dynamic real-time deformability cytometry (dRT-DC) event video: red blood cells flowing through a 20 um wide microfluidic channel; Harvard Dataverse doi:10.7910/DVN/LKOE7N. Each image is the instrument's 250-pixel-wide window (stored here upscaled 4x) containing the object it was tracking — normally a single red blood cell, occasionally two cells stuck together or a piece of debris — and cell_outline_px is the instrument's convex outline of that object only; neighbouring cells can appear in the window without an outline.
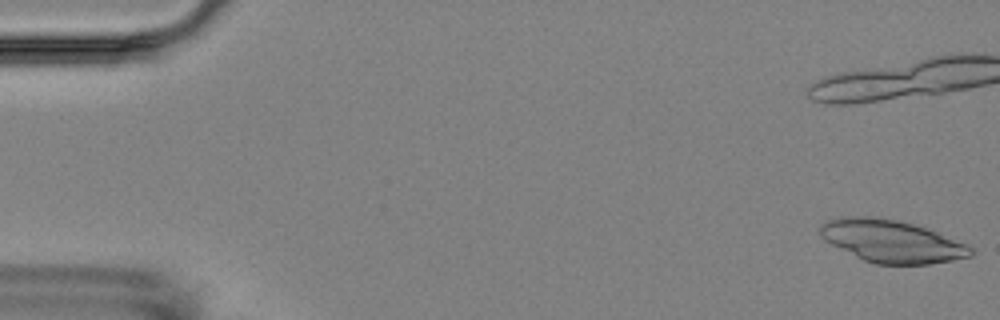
{"species": "Egyptian fruit bat (a non-hibernating species)", "species_latin": "Rousettus aegyptiacus", "temperature_condition": "room temperature", "stored_images_in_passage": 5, "camera_frame_rate_fps": 3000, "um_per_image_px": 0.085, "animal": {"sex": "female"}, "frame": {"image": 1, "passage_image": 1, "time_ms": 0.0, "image_size_px": [1000, 320], "cell_outline_px": [[972, 256], [952, 260], [928, 264], [876, 264], [864, 260], [824, 240], [820, 236], [820, 224], [828, 220], [840, 216], [876, 216], [896, 220], [912, 224], [936, 232], [968, 244], [972, 248]], "centroid_in_image_um": [75.77, 20.49], "position_along_channel_um": 9.2, "area_um2": 36.99}}